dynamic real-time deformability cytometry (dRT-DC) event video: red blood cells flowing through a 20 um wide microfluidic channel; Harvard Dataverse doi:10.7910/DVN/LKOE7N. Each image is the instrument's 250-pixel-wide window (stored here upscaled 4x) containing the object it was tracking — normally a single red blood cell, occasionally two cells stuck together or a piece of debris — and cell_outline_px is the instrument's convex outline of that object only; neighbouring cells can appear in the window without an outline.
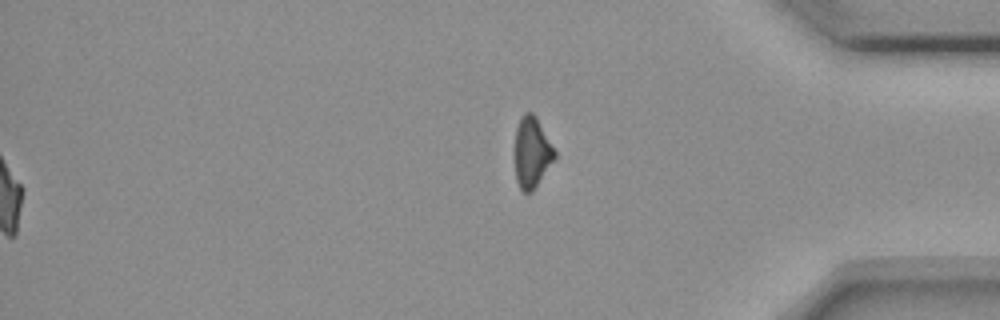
{"species": "common noctule bat (a hibernating species)", "species_latin": "Nyctalus noctula", "temperature_condition": "room temperature", "stored_images_in_passage": 42, "segment_of_instrument_passage": [2, 2], "camera_frame_rate_fps": 3000, "um_per_image_px": 0.085, "animal": {"sex": "female", "body_mass_g": 18.4}, "frame": {"image": 1, "passage_image": 42, "time_ms": 13.667, "image_size_px": [1000, 320], "cell_outline_px": [[556, 156], [532, 192], [524, 192], [520, 188], [516, 180], [516, 128], [520, 116], [524, 112], [532, 112], [536, 116], [556, 152]], "centroid_in_image_um": [45.21, 12.92], "position_along_channel_um": 390.0, "area_um2": 16.13}}